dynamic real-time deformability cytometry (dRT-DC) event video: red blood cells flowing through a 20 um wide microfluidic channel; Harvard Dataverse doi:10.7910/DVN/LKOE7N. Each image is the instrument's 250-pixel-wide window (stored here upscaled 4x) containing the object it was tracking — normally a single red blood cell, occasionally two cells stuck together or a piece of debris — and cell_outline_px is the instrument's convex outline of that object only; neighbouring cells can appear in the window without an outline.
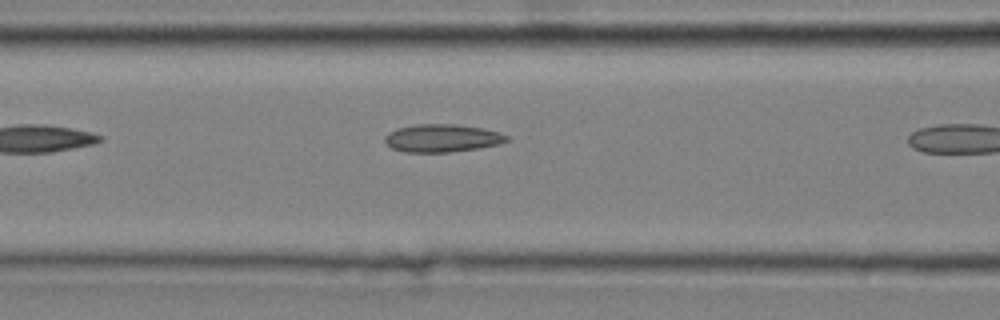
{"species": "common noctule bat (a hibernating species)", "species_latin": "Nyctalus noctula", "temperature_condition": "cold", "stored_images_in_passage": 8, "camera_frame_rate_fps": 3000, "um_per_image_px": 0.085, "animal": {"sex": "male", "body_mass_g": 20.4}, "frame": {"image": 1, "passage_image": 7, "time_ms": 2.0, "image_size_px": [1000, 320], "cell_outline_px": [[508, 140], [500, 144], [480, 148], [448, 152], [404, 152], [392, 148], [384, 140], [384, 136], [388, 132], [396, 128], [416, 124], [456, 124], [484, 128], [500, 132], [508, 136]], "centroid_in_image_um": [37.58, 11.73], "position_along_channel_um": 129.0, "area_um2": 19.94}}